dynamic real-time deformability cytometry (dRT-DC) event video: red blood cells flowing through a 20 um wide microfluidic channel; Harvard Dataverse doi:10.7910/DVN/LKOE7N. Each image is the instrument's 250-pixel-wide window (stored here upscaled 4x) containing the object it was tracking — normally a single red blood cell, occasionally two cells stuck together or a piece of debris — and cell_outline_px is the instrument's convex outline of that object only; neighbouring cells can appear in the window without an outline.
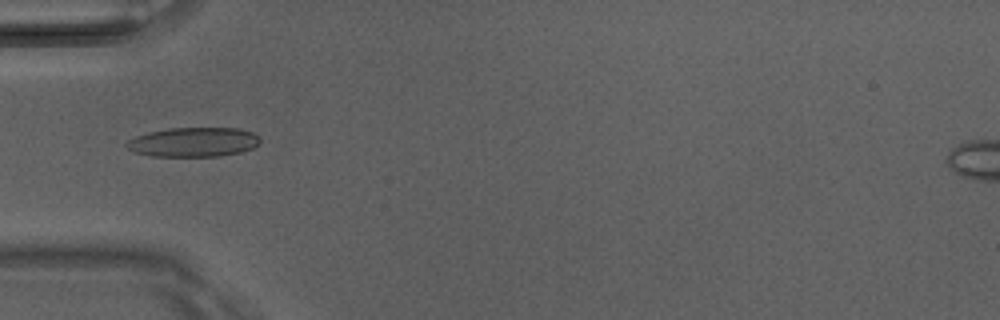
{"species": "Egyptian fruit bat (a non-hibernating species)", "species_latin": "Rousettus aegyptiacus", "temperature_condition": "room temperature", "stored_images_in_passage": 50, "camera_frame_rate_fps": 3000, "um_per_image_px": 0.085, "animal": {"sex": "male"}, "frame": {"image": 1, "passage_image": 17, "time_ms": 5.333, "image_size_px": [1000, 320], "cell_outline_px": [[260, 144], [252, 148], [240, 152], [220, 156], [152, 156], [132, 152], [124, 144], [128, 140], [136, 136], [148, 132], [168, 128], [240, 128], [252, 132], [260, 136]], "centroid_in_image_um": [16.45, 12.07], "position_along_channel_um": 68.6, "area_um2": 23.06}}
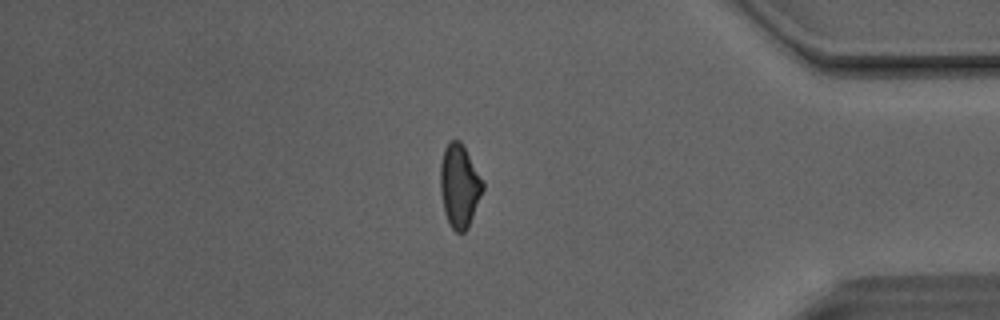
{"frame": {"image": 2, "passage_image": 43, "time_ms": 14.0, "image_size_px": [1000, 320], "cell_outline_px": [[484, 188], [468, 228], [464, 232], [456, 232], [452, 228], [444, 212], [440, 192], [440, 164], [444, 148], [452, 140], [460, 140], [484, 184]], "centroid_in_image_um": [39.03, 15.82], "position_along_channel_um": 396.2, "area_um2": 20.29}}
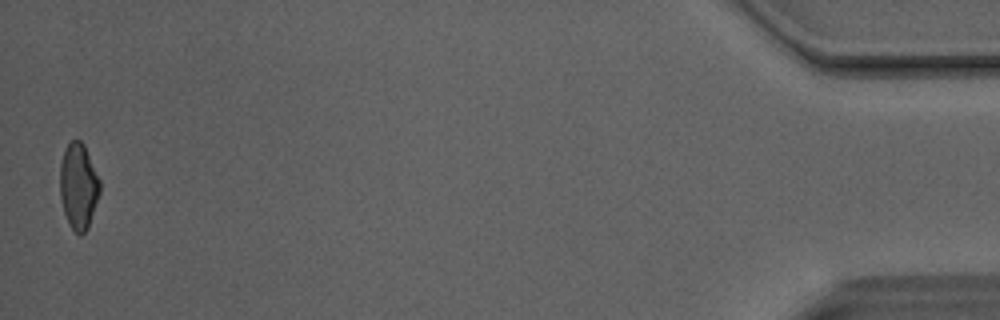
{"frame": {"image": 3, "passage_image": 50, "time_ms": 16.333, "image_size_px": [1000, 320], "cell_outline_px": [[100, 192], [88, 228], [80, 236], [68, 224], [64, 212], [60, 196], [60, 164], [64, 148], [72, 140], [80, 140], [84, 144], [100, 180]], "centroid_in_image_um": [6.66, 15.82], "position_along_channel_um": 428.5, "area_um2": 20.0}, "authors_computed_cell_mechanics": {"area_um2": 21.1548, "velocity_mm_per_s": 4.1275, "shape_relaxation_time_tau1_ms": 8.1439, "shape_relaxation_time_tau2_ms": 2.7494, "deformation_change_tau1": 0.2169, "deformation_change_tau2": 0.1059}}